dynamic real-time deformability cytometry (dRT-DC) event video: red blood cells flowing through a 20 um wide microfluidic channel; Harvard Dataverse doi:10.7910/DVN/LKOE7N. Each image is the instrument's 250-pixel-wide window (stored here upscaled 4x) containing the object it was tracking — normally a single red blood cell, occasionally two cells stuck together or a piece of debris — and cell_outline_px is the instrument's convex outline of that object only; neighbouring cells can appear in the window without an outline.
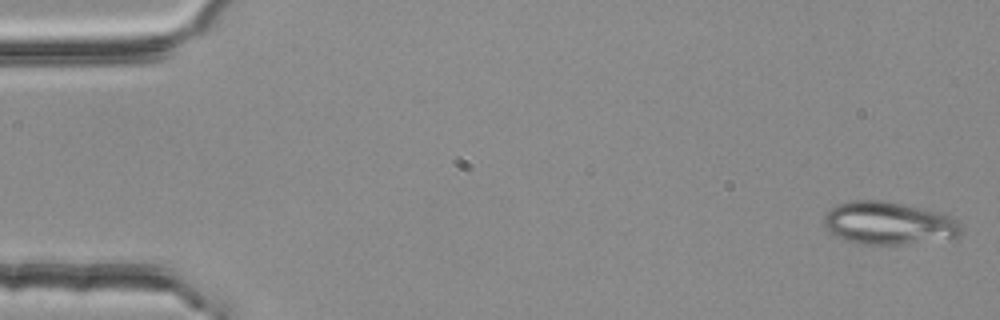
{"species": "common noctule bat (a hibernating species)", "species_latin": "Nyctalus noctula", "temperature_condition": "room temperature", "stored_images_in_passage": 4, "camera_frame_rate_fps": 3000, "um_per_image_px": 0.085, "animal": {"sex": "female", "body_mass_g": 25.1}, "frame": {"image": 1, "passage_image": 1, "time_ms": 0.0, "image_size_px": [1000, 320], "cell_outline_px": [[964, 232], [960, 236], [908, 244], [864, 244], [848, 240], [836, 236], [824, 224], [824, 216], [832, 208], [840, 204], [852, 200], [880, 200], [920, 208], [936, 212], [948, 216], [956, 220], [964, 228]], "centroid_in_image_um": [75.57, 18.98], "position_along_channel_um": 9.4, "area_um2": 33.58}}